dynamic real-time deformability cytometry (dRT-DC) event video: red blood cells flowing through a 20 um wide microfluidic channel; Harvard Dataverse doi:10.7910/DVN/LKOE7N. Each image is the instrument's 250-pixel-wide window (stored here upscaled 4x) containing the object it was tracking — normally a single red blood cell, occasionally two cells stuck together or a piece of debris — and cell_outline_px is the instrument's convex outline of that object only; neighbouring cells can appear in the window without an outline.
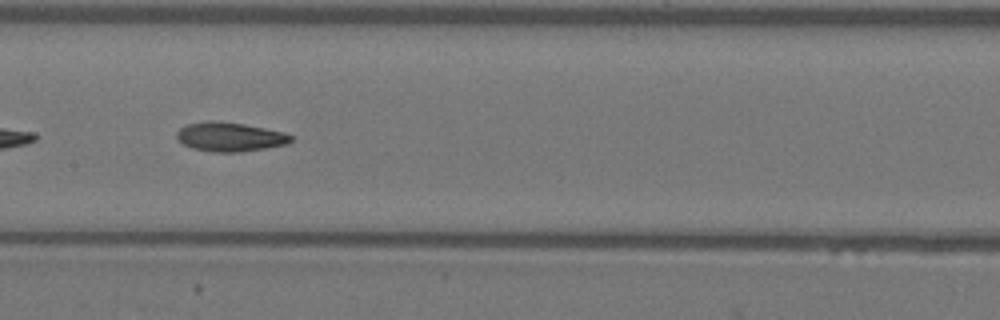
{"species": "Egyptian fruit bat (a non-hibernating species)", "species_latin": "Rousettus aegyptiacus", "temperature_condition": "warm", "stored_images_in_passage": 32, "camera_frame_rate_fps": 3000, "um_per_image_px": 0.085, "animal": {"sex": "female"}, "frame": {"image": 1, "passage_image": 10, "time_ms": 3.0, "image_size_px": [1000, 320], "cell_outline_px": [[292, 140], [288, 144], [240, 152], [212, 152], [192, 148], [184, 144], [176, 136], [176, 132], [180, 128], [188, 124], [208, 120], [216, 120], [244, 124], [284, 132], [292, 136]], "centroid_in_image_um": [19.53, 11.63], "position_along_channel_um": 187.9, "area_um2": 19.36}, "authors_computed_cell_mechanics": {"area_um2": 19.074, "velocity_mm_per_s": 3.9269, "shape_relaxation_time_tau1_ms": 9.5993, "shape_relaxation_time_tau2_ms": 3.3742, "deformation_change_tau1": 0.2281, "deformation_change_tau2": 0.0982}}